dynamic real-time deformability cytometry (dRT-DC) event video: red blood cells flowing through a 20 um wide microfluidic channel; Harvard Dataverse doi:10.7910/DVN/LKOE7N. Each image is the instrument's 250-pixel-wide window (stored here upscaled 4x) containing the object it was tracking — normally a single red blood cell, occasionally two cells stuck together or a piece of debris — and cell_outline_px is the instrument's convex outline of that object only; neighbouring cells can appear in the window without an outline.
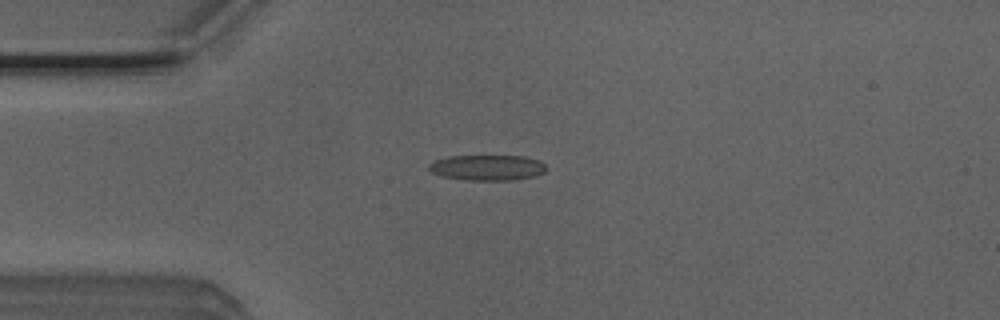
{"species": "Egyptian fruit bat (a non-hibernating species)", "species_latin": "Rousettus aegyptiacus", "temperature_condition": "room temperature", "stored_images_in_passage": 3, "camera_frame_rate_fps": 3000, "um_per_image_px": 0.085, "animal": {"sex": "male"}, "frame": {"image": 1, "passage_image": 2, "time_ms": 0.333, "image_size_px": [1000, 320], "cell_outline_px": [[548, 168], [544, 172], [536, 176], [512, 180], [468, 180], [440, 176], [432, 172], [428, 168], [428, 164], [432, 160], [448, 156], [524, 156], [540, 160]], "centroid_in_image_um": [41.42, 14.24], "position_along_channel_um": 43.6, "area_um2": 17.69}}